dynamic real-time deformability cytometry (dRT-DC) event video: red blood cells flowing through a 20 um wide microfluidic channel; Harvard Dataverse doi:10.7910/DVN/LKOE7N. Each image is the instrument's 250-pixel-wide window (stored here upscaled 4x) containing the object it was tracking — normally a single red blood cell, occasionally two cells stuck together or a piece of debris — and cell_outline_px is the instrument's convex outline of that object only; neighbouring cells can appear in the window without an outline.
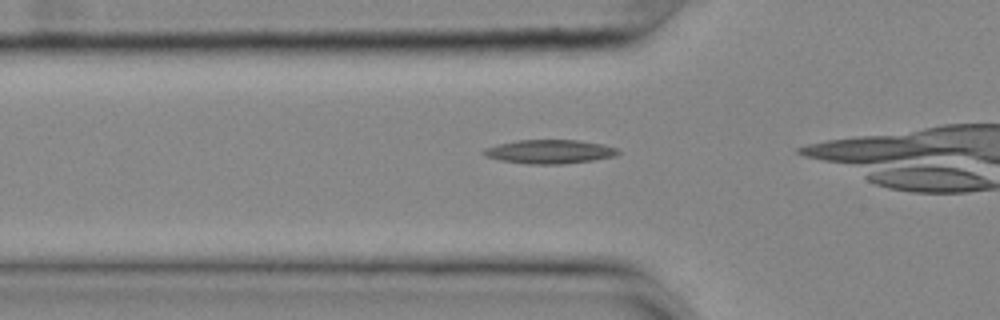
{"species": "common noctule bat (a hibernating species)", "species_latin": "Nyctalus noctula", "temperature_condition": "cold", "stored_images_in_passage": 26, "camera_frame_rate_fps": 3000, "um_per_image_px": 0.085, "animal": {"sex": "female", "body_mass_g": 25.1}, "frame": {"image": 1, "passage_image": 4, "time_ms": 1.0, "image_size_px": [1000, 320], "cell_outline_px": [[620, 152], [616, 156], [592, 160], [560, 164], [532, 164], [500, 160], [484, 156], [480, 152], [484, 148], [516, 140], [580, 140], [604, 144], [616, 148]], "centroid_in_image_um": [46.71, 12.88], "position_along_channel_um": 79.1, "area_um2": 18.67}}
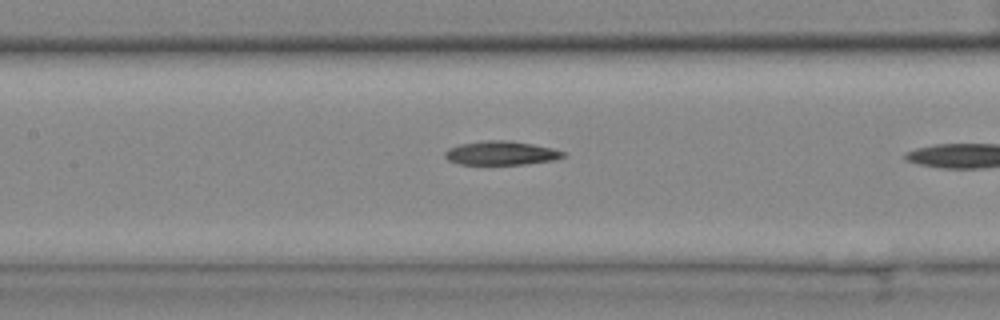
{"frame": {"image": 2, "passage_image": 11, "time_ms": 3.333, "image_size_px": [1000, 320], "cell_outline_px": [[564, 156], [552, 160], [520, 164], [460, 164], [448, 160], [444, 156], [444, 152], [448, 148], [460, 144], [484, 140], [508, 140], [532, 144], [552, 148], [564, 152]], "centroid_in_image_um": [42.53, 13.0], "position_along_channel_um": 164.9, "area_um2": 16.24}}
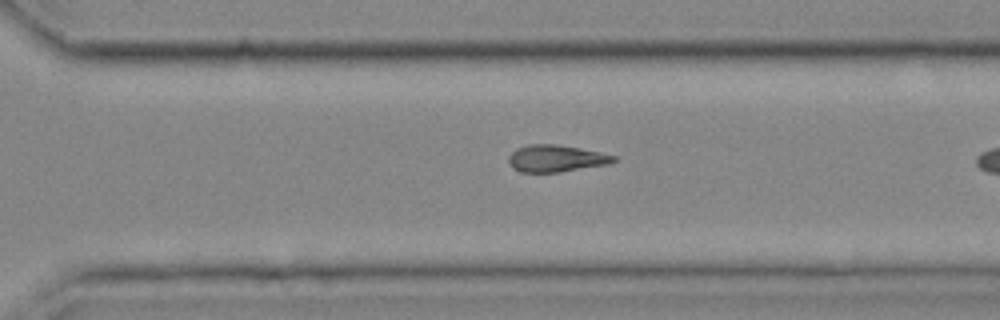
{"frame": {"image": 3, "passage_image": 24, "time_ms": 7.667, "image_size_px": [1000, 320], "cell_outline_px": [[616, 160], [608, 164], [560, 172], [520, 172], [512, 168], [508, 160], [508, 156], [516, 148], [528, 144], [556, 144], [580, 148], [600, 152], [616, 156]], "centroid_in_image_um": [47.23, 13.46], "position_along_channel_um": 323.4, "area_um2": 16.53}}